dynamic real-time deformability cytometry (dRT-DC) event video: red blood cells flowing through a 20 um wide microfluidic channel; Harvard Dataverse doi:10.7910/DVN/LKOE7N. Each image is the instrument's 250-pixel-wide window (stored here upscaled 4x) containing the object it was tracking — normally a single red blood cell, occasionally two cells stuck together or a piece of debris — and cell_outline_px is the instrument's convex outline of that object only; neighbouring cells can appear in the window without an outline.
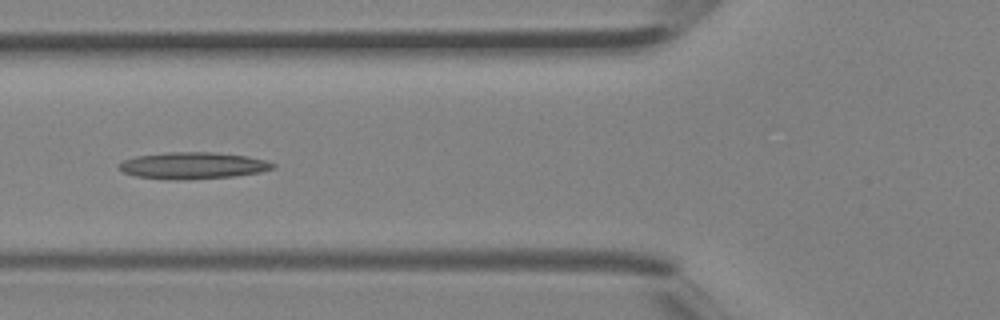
{"species": "Egyptian fruit bat (a non-hibernating species)", "species_latin": "Rousettus aegyptiacus", "temperature_condition": "room temperature", "stored_images_in_passage": 5, "camera_frame_rate_fps": 3000, "um_per_image_px": 0.085, "animal": {"sex": "female"}, "frame": {"image": 1, "passage_image": 5, "time_ms": 1.333, "image_size_px": [1000, 320], "cell_outline_px": [[276, 168], [260, 172], [232, 176], [184, 180], [168, 180], [136, 176], [124, 172], [120, 168], [120, 164], [124, 160], [136, 156], [168, 152], [212, 152], [248, 156], [264, 160], [276, 164]], "centroid_in_image_um": [16.42, 14.07], "position_along_channel_um": 109.4, "area_um2": 23.87}}